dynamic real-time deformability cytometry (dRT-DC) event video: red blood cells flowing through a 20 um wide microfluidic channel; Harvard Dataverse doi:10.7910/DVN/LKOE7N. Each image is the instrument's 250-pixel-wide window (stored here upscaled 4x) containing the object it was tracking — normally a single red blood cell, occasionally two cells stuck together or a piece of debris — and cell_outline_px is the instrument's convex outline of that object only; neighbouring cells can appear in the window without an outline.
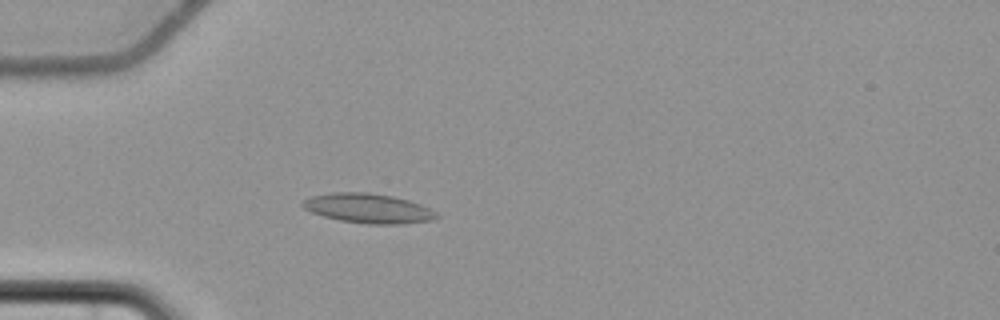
{"species": "common noctule bat (a hibernating species)", "species_latin": "Nyctalus noctula", "temperature_condition": "cold", "stored_images_in_passage": 59, "camera_frame_rate_fps": 3000, "um_per_image_px": 0.085, "animal": {"sex": "female", "body_mass_g": 22.7, "forearm_length_mm": 54.2}, "frame": {"image": 1, "passage_image": 19, "time_ms": 6.0, "image_size_px": [1000, 320], "cell_outline_px": [[440, 216], [432, 220], [400, 224], [368, 224], [340, 220], [324, 216], [312, 212], [304, 208], [300, 204], [304, 200], [312, 196], [332, 192], [368, 192], [392, 196], [408, 200], [420, 204], [436, 212]], "centroid_in_image_um": [31.3, 17.7], "position_along_channel_um": 53.7, "area_um2": 22.95}}
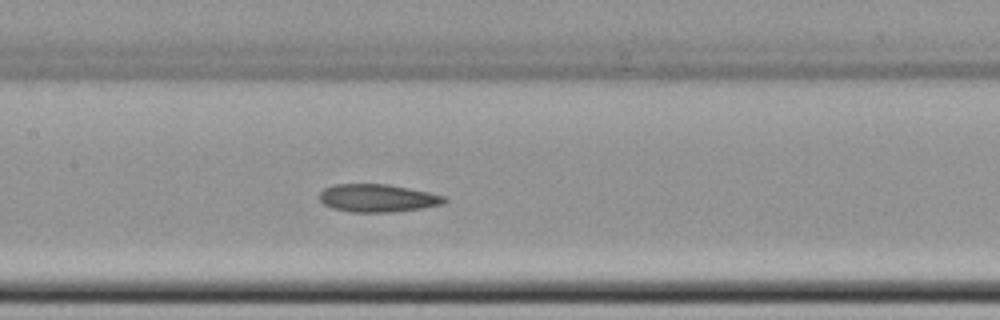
{"frame": {"image": 2, "passage_image": 30, "time_ms": 9.667, "image_size_px": [1000, 320], "cell_outline_px": [[448, 200], [440, 204], [424, 208], [388, 212], [352, 212], [332, 208], [324, 204], [320, 200], [320, 192], [324, 188], [332, 184], [388, 184], [428, 192], [444, 196]], "centroid_in_image_um": [32.06, 16.83], "position_along_channel_um": 175.3, "area_um2": 20.17}}
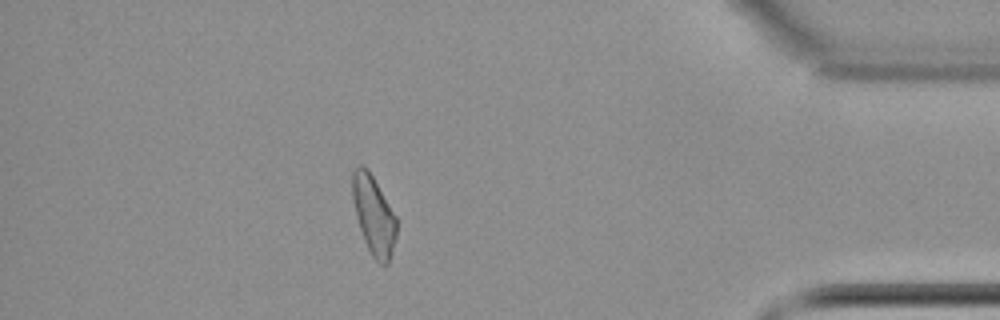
{"frame": {"image": 3, "passage_image": 52, "time_ms": 17.0, "image_size_px": [1000, 320], "cell_outline_px": [[396, 236], [388, 264], [380, 264], [372, 256], [364, 240], [356, 216], [352, 200], [352, 172], [360, 164], [364, 164], [368, 168], [396, 216]], "centroid_in_image_um": [31.75, 18.26], "position_along_channel_um": 403.5, "area_um2": 20.17}, "authors_computed_cell_mechanics": {"area_um2": 20.9236, "velocity_mm_per_s": 3.6779, "shape_relaxation_time_tau1_ms": null, "shape_relaxation_time_tau2_ms": 9.7129, "deformation_change_tau1": null, "deformation_change_tau2": 0.1585}}